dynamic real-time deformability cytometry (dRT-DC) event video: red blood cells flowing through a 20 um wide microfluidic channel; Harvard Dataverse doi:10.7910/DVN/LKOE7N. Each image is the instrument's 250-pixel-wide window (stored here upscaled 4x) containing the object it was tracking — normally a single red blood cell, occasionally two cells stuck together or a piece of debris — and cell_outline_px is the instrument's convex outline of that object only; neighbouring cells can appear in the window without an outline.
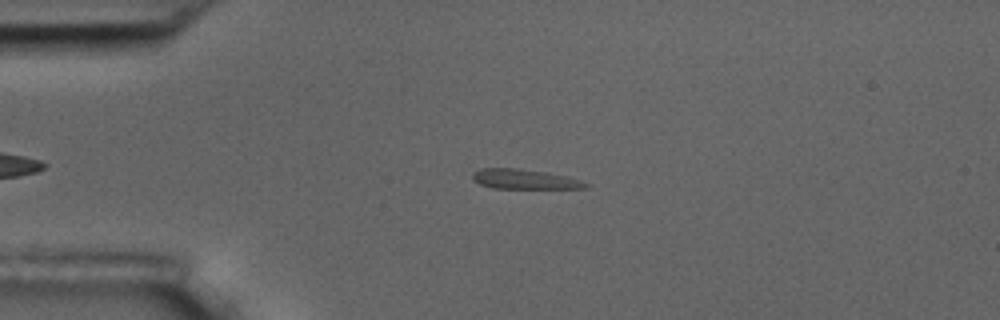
{"species": "common noctule bat (a hibernating species)", "species_latin": "Nyctalus noctula", "temperature_condition": "room temperature", "stored_images_in_passage": 52, "camera_frame_rate_fps": 3000, "um_per_image_px": 0.085, "animal": {"sex": "male", "body_mass_g": 17.5, "forearm_length_mm": 52.3}, "frame": {"image": 1, "passage_image": 9, "time_ms": 2.667, "image_size_px": [1000, 320], "cell_outline_px": [[588, 188], [492, 188], [480, 184], [472, 180], [472, 172], [480, 168], [520, 168], [568, 176], [580, 180], [588, 184]], "centroid_in_image_um": [44.53, 15.22], "position_along_channel_um": 40.5, "area_um2": 13.06}}
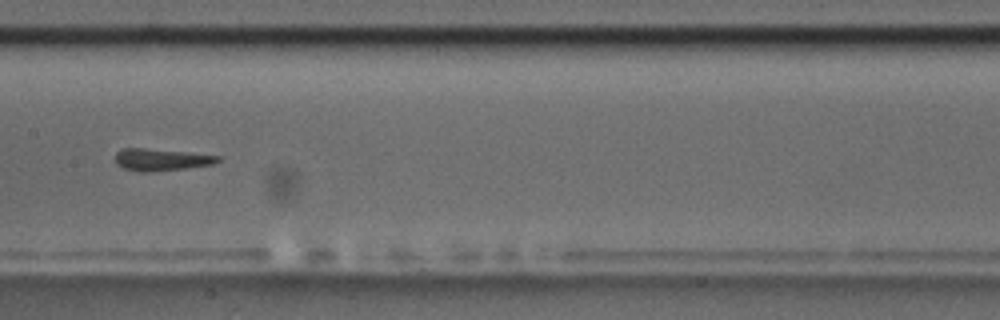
{"frame": {"image": 2, "passage_image": 24, "time_ms": 7.667, "image_size_px": [1000, 320], "cell_outline_px": [[220, 160], [212, 164], [184, 168], [148, 172], [140, 172], [124, 168], [116, 164], [116, 152], [120, 148], [144, 148], [184, 152], [220, 156]], "centroid_in_image_um": [13.64, 13.57], "position_along_channel_um": 193.8, "area_um2": 12.95}}
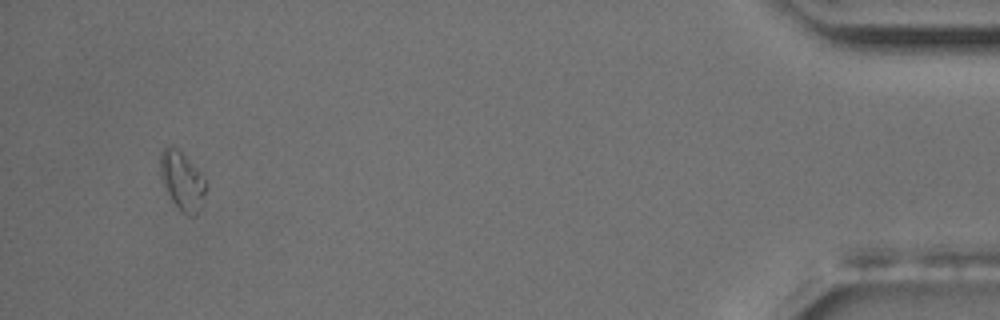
{"frame": {"image": 3, "passage_image": 49, "time_ms": 16.0, "image_size_px": [1000, 320], "cell_outline_px": [[208, 188], [200, 208], [196, 216], [188, 216], [172, 200], [160, 176], [160, 152], [168, 144], [172, 144], [208, 180]], "centroid_in_image_um": [15.52, 15.35], "position_along_channel_um": 419.7, "area_um2": 15.55}, "authors_computed_cell_mechanics": {"area_um2": 13.1784, "velocity_mm_per_s": 3.5977, "shape_relaxation_time_tau1_ms": 9.7503, "shape_relaxation_time_tau2_ms": 2.0669, "deformation_change_tau1": 0.1825, "deformation_change_tau2": 0.0802}}